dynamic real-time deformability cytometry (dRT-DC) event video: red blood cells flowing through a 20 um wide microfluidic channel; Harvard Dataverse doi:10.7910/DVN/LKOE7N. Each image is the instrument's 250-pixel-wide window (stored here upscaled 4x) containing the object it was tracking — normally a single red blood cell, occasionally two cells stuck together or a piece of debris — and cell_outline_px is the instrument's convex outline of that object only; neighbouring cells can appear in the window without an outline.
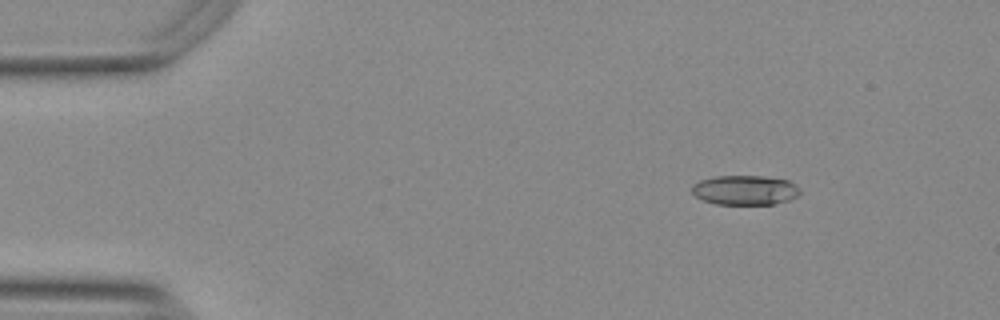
{"species": "Egyptian fruit bat (a non-hibernating species)", "species_latin": "Rousettus aegyptiacus", "temperature_condition": "warm", "stored_images_in_passage": 48, "camera_frame_rate_fps": 3000, "um_per_image_px": 0.085, "animal": {"sex": "female"}, "frame": {"image": 1, "passage_image": 1, "time_ms": 0.0, "image_size_px": [1000, 320], "cell_outline_px": [[800, 192], [796, 196], [788, 200], [776, 204], [716, 204], [704, 200], [696, 196], [692, 192], [692, 184], [700, 180], [716, 176], [764, 176], [788, 180], [800, 188]], "centroid_in_image_um": [63.32, 16.15], "position_along_channel_um": 21.7, "area_um2": 18.61}}
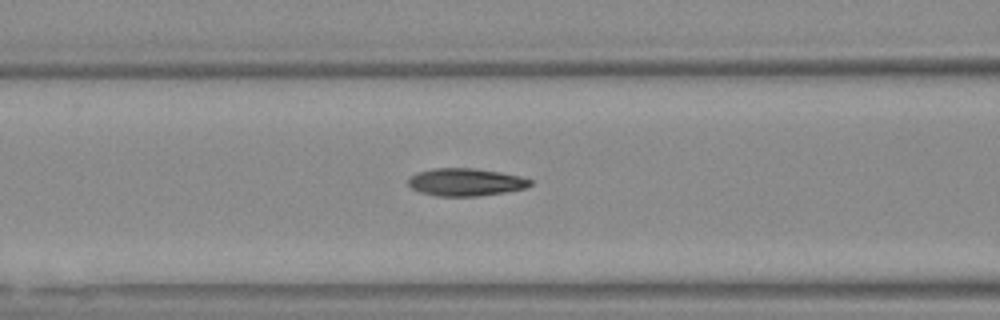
{"frame": {"image": 2, "passage_image": 16, "time_ms": 5.0, "image_size_px": [1000, 320], "cell_outline_px": [[532, 184], [528, 188], [504, 192], [476, 196], [436, 196], [420, 192], [412, 188], [408, 184], [408, 180], [412, 176], [420, 172], [432, 168], [472, 168], [500, 172], [520, 176], [532, 180]], "centroid_in_image_um": [39.61, 15.48], "position_along_channel_um": 127.0, "area_um2": 19.54}}
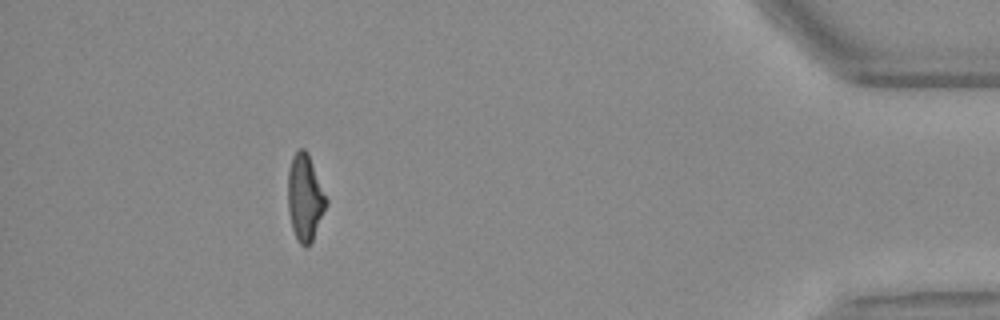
{"frame": {"image": 3, "passage_image": 43, "time_ms": 14.0, "image_size_px": [1000, 320], "cell_outline_px": [[328, 204], [312, 240], [308, 248], [304, 248], [296, 240], [292, 228], [288, 208], [288, 172], [292, 156], [300, 148], [304, 148], [308, 152], [328, 200]], "centroid_in_image_um": [25.92, 16.81], "position_along_channel_um": 409.3, "area_um2": 19.48}, "authors_computed_cell_mechanics": {"area_um2": 19.363, "velocity_mm_per_s": 3.7732, "shape_relaxation_time_tau1_ms": 4.9139, "shape_relaxation_time_tau2_ms": 1.6559, "deformation_change_tau1": 0.1895, "deformation_change_tau2": 0.0983}}